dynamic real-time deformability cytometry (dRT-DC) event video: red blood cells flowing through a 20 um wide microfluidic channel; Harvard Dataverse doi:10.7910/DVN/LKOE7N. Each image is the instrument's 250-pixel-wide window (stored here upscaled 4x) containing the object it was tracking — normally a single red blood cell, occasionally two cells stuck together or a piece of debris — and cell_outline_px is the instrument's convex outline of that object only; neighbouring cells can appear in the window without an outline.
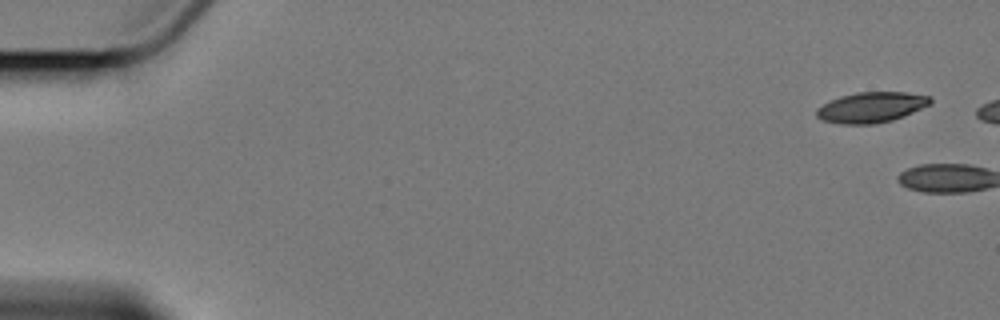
{"species": "Egyptian fruit bat (a non-hibernating species)", "species_latin": "Rousettus aegyptiacus", "temperature_condition": "cold", "stored_images_in_passage": 10, "camera_frame_rate_fps": 3000, "um_per_image_px": 0.085, "animal": {"sex": "female"}, "frame": {"image": 1, "passage_image": 1, "time_ms": 0.0, "image_size_px": [1000, 320], "cell_outline_px": [[932, 104], [904, 116], [892, 120], [872, 124], [844, 124], [824, 120], [816, 116], [816, 108], [840, 96], [856, 92], [904, 92], [932, 96]], "centroid_in_image_um": [74.1, 9.11], "position_along_channel_um": 10.9, "area_um2": 20.17}}